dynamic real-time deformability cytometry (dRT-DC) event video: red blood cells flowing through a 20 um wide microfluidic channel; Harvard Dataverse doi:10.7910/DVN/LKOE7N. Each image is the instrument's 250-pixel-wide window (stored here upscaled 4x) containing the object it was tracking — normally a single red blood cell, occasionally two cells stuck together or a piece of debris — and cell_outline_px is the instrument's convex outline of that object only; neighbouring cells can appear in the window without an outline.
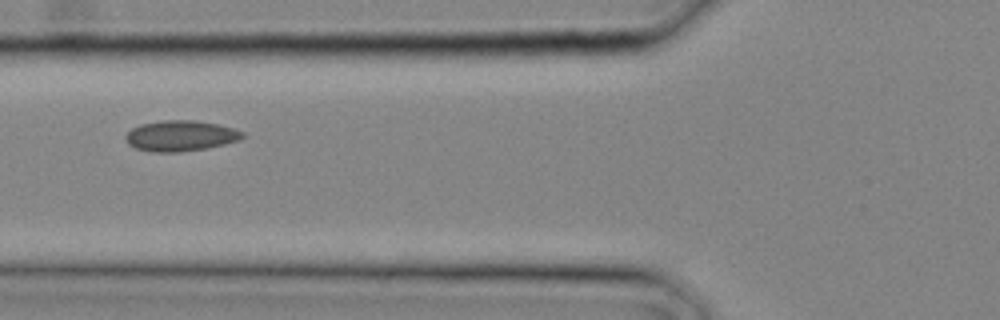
{"species": "common noctule bat (a hibernating species)", "species_latin": "Nyctalus noctula", "temperature_condition": "cold", "stored_images_in_passage": 2, "camera_frame_rate_fps": 3000, "um_per_image_px": 0.085, "animal": {"sex": "male", "body_mass_g": 20.4}, "frame": {"image": 1, "passage_image": 2, "time_ms": 0.333, "image_size_px": [1000, 320], "cell_outline_px": [[244, 136], [240, 140], [208, 148], [180, 152], [152, 152], [136, 148], [128, 144], [124, 136], [132, 128], [140, 124], [164, 120], [192, 120], [216, 124], [232, 128], [244, 132]], "centroid_in_image_um": [15.33, 11.55], "position_along_channel_um": 110.5, "area_um2": 20.87}}